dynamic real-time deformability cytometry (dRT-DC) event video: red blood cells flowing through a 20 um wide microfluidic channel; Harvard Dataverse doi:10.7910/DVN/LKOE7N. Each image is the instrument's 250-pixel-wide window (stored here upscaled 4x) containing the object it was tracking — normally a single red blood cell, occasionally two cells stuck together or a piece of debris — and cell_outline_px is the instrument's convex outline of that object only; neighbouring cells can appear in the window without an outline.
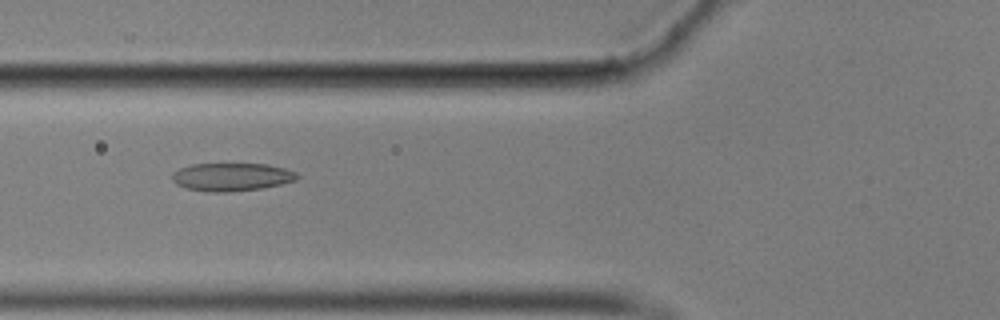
{"species": "common noctule bat (a hibernating species)", "species_latin": "Nyctalus noctula", "temperature_condition": "cold", "stored_images_in_passage": 51, "camera_frame_rate_fps": 3000, "um_per_image_px": 0.085, "animal": {"sex": "male", "body_mass_g": 17.9}, "frame": {"image": 1, "passage_image": 16, "time_ms": 5.0, "image_size_px": [1000, 320], "cell_outline_px": [[300, 176], [296, 180], [280, 184], [260, 188], [228, 192], [208, 192], [184, 188], [176, 184], [172, 180], [172, 172], [180, 168], [192, 164], [268, 164], [284, 168], [296, 172]], "centroid_in_image_um": [19.66, 15.04], "position_along_channel_um": 106.1, "area_um2": 20.46}}
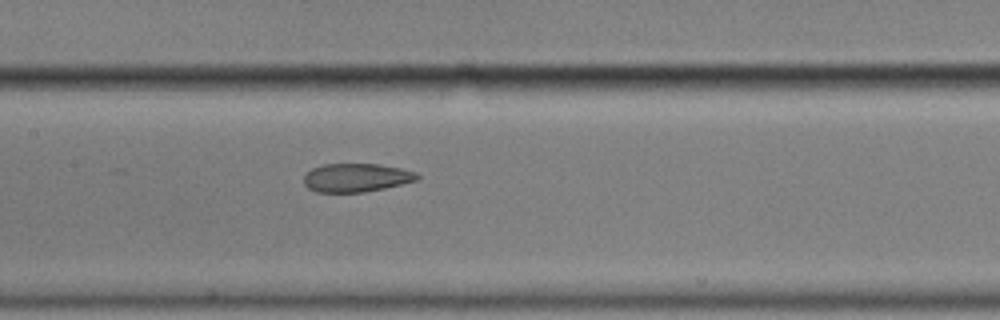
{"frame": {"image": 2, "passage_image": 22, "time_ms": 7.0, "image_size_px": [1000, 320], "cell_outline_px": [[420, 176], [416, 180], [384, 188], [364, 192], [316, 192], [308, 188], [304, 184], [304, 176], [312, 168], [324, 164], [380, 164], [400, 168], [416, 172]], "centroid_in_image_um": [30.27, 15.1], "position_along_channel_um": 177.1, "area_um2": 18.73}}
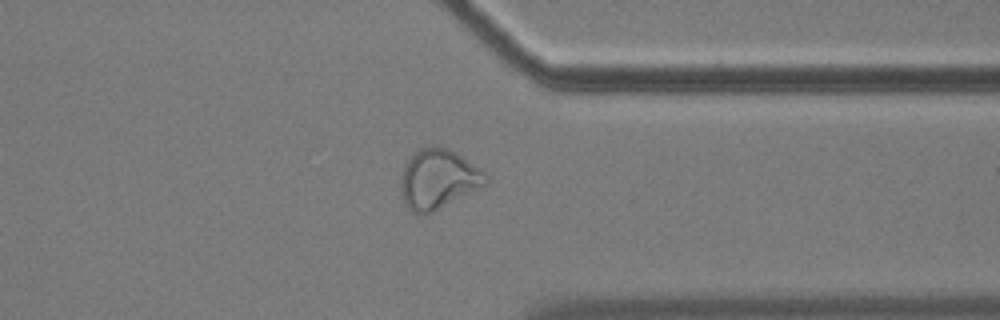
{"frame": {"image": 3, "passage_image": 39, "time_ms": 12.667, "image_size_px": [1000, 320], "cell_outline_px": [[488, 184], [432, 212], [412, 212], [404, 204], [400, 192], [400, 180], [404, 168], [408, 160], [420, 148], [448, 148], [456, 152], [480, 168], [488, 176]], "centroid_in_image_um": [37.26, 15.24], "position_along_channel_um": 374.1, "area_um2": 29.07}, "authors_computed_cell_mechanics": {"area_um2": 21.386, "velocity_mm_per_s": 3.5249, "shape_relaxation_time_tau1_ms": null, "shape_relaxation_time_tau2_ms": 1.8064, "deformation_change_tau1": null, "deformation_change_tau2": 0.0774}}